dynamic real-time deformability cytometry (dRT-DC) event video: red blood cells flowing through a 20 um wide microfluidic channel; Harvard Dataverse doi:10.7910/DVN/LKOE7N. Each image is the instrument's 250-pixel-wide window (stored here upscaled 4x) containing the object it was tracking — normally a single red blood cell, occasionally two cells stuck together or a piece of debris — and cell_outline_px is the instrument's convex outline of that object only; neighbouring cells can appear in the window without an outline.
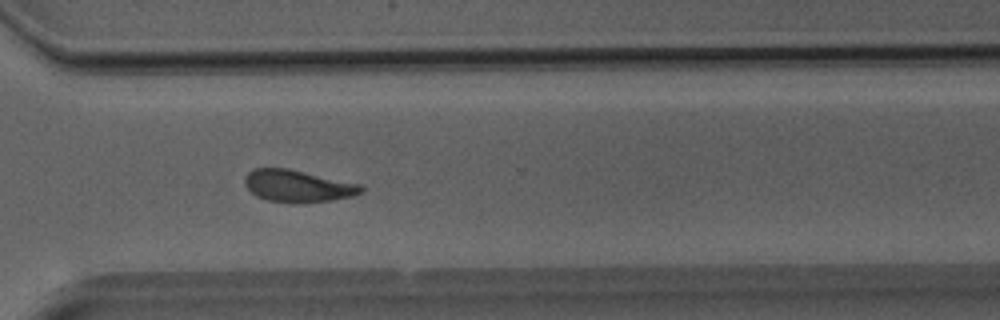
{"species": "Egyptian fruit bat (a non-hibernating species)", "species_latin": "Rousettus aegyptiacus", "temperature_condition": "room temperature", "stored_images_in_passage": 34, "camera_frame_rate_fps": 3000, "um_per_image_px": 0.085, "animal": {"sex": "male"}, "frame": {"image": 1, "passage_image": 24, "time_ms": 7.667, "image_size_px": [1000, 320], "cell_outline_px": [[364, 192], [352, 196], [332, 200], [296, 204], [268, 200], [256, 196], [244, 184], [244, 176], [252, 168], [288, 168], [364, 184]], "centroid_in_image_um": [25.35, 15.81], "position_along_channel_um": 345.3, "area_um2": 22.2}}
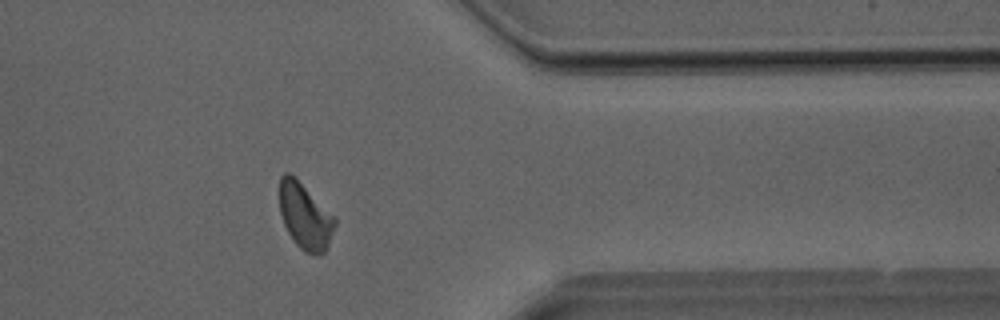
{"frame": {"image": 2, "passage_image": 27, "time_ms": 8.667, "image_size_px": [1000, 320], "cell_outline_px": [[336, 224], [328, 244], [324, 252], [316, 256], [304, 252], [296, 244], [288, 232], [284, 224], [280, 212], [280, 176], [284, 172], [288, 172], [296, 176], [336, 216]], "centroid_in_image_um": [25.94, 18.34], "position_along_channel_um": 385.5, "area_um2": 21.68}}
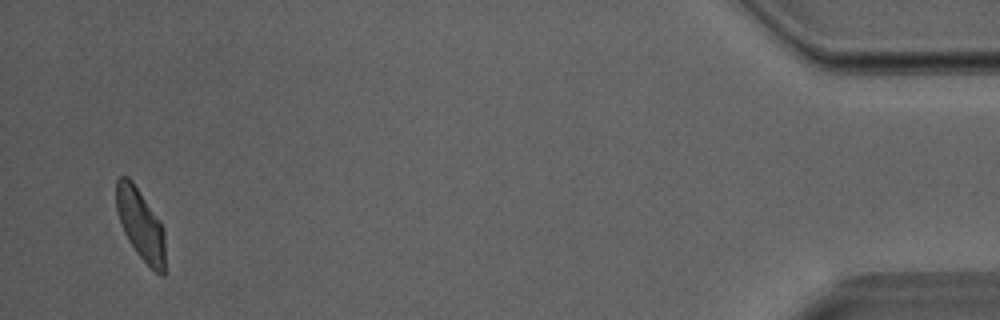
{"frame": {"image": 3, "passage_image": 33, "time_ms": 10.667, "image_size_px": [1000, 320], "cell_outline_px": [[164, 276], [160, 276], [136, 252], [128, 240], [124, 232], [116, 208], [116, 180], [120, 176], [128, 176], [132, 180], [160, 220], [164, 228]], "centroid_in_image_um": [11.95, 19.04], "position_along_channel_um": 423.3, "area_um2": 20.11}}